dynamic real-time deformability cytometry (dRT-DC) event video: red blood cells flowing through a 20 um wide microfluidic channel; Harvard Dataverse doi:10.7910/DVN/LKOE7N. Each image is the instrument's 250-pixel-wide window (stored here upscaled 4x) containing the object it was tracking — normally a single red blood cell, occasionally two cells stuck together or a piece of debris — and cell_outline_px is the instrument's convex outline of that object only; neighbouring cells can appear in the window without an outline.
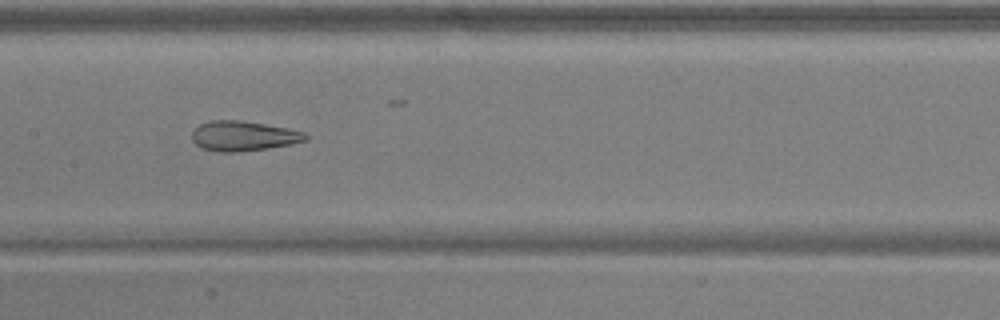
{"species": "common noctule bat (a hibernating species)", "species_latin": "Nyctalus noctula", "temperature_condition": "warm", "stored_images_in_passage": 28, "camera_frame_rate_fps": 3000, "um_per_image_px": 0.085, "animal": {"sex": "male", "body_mass_g": 17.9, "forearm_length_mm": 54.2}, "frame": {"image": 1, "passage_image": 15, "time_ms": 4.667, "image_size_px": [1000, 320], "cell_outline_px": [[308, 140], [268, 148], [236, 152], [216, 152], [200, 148], [192, 140], [192, 132], [200, 124], [212, 120], [240, 120], [288, 128], [304, 132], [308, 136]], "centroid_in_image_um": [20.66, 11.56], "position_along_channel_um": 186.7, "area_um2": 19.77}}
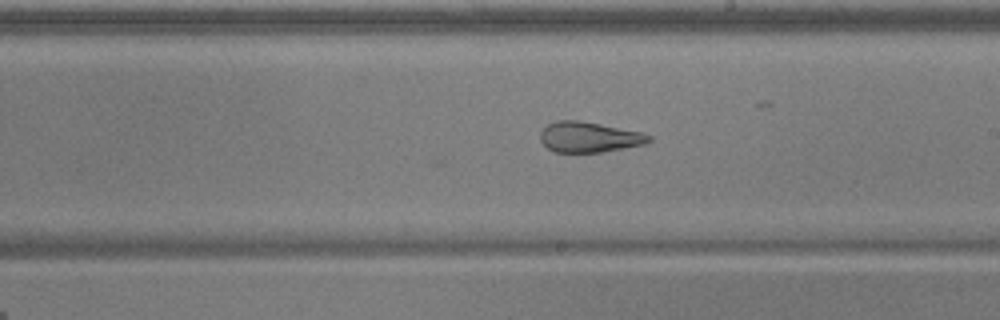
{"frame": {"image": 2, "passage_image": 19, "time_ms": 6.0, "image_size_px": [1000, 320], "cell_outline_px": [[652, 140], [644, 144], [624, 148], [600, 152], [552, 152], [540, 140], [540, 132], [548, 124], [556, 120], [580, 120], [640, 132], [652, 136]], "centroid_in_image_um": [50.05, 11.65], "position_along_channel_um": 239.0, "area_um2": 19.19}}